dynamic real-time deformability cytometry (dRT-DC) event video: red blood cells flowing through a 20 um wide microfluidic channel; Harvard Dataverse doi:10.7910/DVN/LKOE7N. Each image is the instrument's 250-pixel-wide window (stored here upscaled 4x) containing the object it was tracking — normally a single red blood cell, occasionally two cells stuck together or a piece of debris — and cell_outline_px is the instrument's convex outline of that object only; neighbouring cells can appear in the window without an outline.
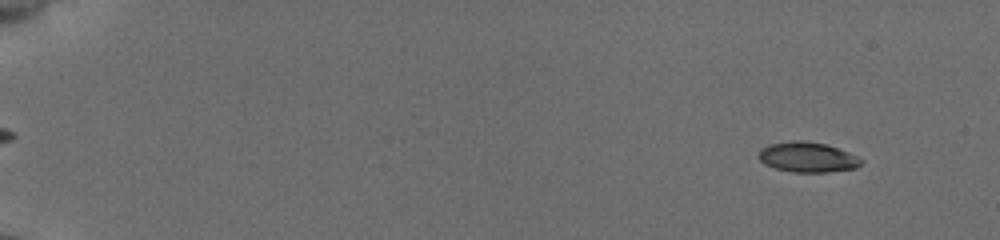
{"species": "common noctule bat (a hibernating species)", "species_latin": "Nyctalus noctula", "temperature_condition": "cold", "stored_images_in_passage": 55, "camera_frame_rate_fps": 3000, "um_per_image_px": 0.085, "animal": {"sex": "female", "body_mass_g": 19.5, "forearm_length_mm": 54.1}, "frame": {"image": 1, "passage_image": 5, "time_ms": 1.333, "image_size_px": [1000, 240], "cell_outline_px": [[864, 160], [856, 168], [828, 172], [792, 172], [776, 168], [764, 164], [756, 156], [760, 148], [768, 144], [792, 140], [800, 140], [828, 144], [848, 152]], "centroid_in_image_um": [68.6, 13.35], "position_along_channel_um": 16.4, "area_um2": 18.21}}
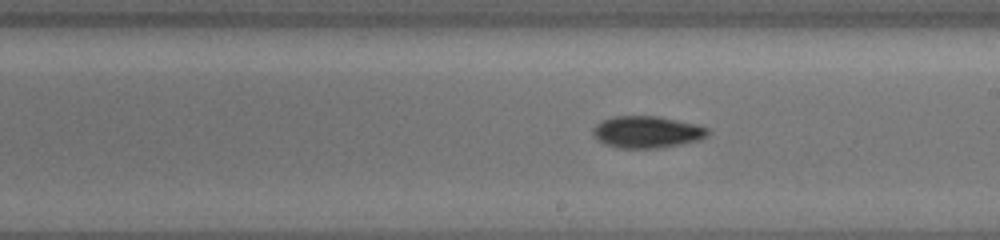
{"frame": {"image": 2, "passage_image": 34, "time_ms": 11.0, "image_size_px": [1000, 240], "cell_outline_px": [[712, 132], [708, 136], [700, 140], [660, 148], [616, 148], [604, 144], [592, 136], [592, 128], [596, 124], [612, 116], [656, 116], [696, 124], [708, 128]], "centroid_in_image_um": [54.98, 11.23], "position_along_channel_um": 234.0, "area_um2": 21.56}}
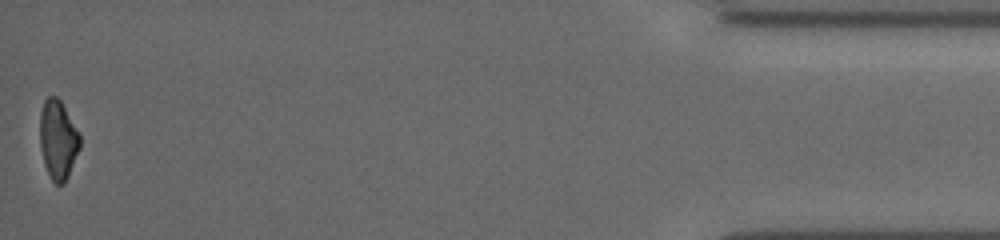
{"frame": {"image": 3, "passage_image": 55, "time_ms": 18.0, "image_size_px": [1000, 240], "cell_outline_px": [[80, 148], [68, 176], [64, 184], [56, 184], [52, 180], [44, 164], [40, 148], [40, 112], [44, 100], [48, 96], [56, 96], [60, 100], [80, 132]], "centroid_in_image_um": [4.93, 11.86], "position_along_channel_um": 430.3, "area_um2": 18.55}, "authors_computed_cell_mechanics": {"area_um2": 19.074, "velocity_mm_per_s": 3.884, "shape_relaxation_time_tau1_ms": 3.0479, "shape_relaxation_time_tau2_ms": null, "deformation_change_tau1": 0.1212, "deformation_change_tau2": null}}